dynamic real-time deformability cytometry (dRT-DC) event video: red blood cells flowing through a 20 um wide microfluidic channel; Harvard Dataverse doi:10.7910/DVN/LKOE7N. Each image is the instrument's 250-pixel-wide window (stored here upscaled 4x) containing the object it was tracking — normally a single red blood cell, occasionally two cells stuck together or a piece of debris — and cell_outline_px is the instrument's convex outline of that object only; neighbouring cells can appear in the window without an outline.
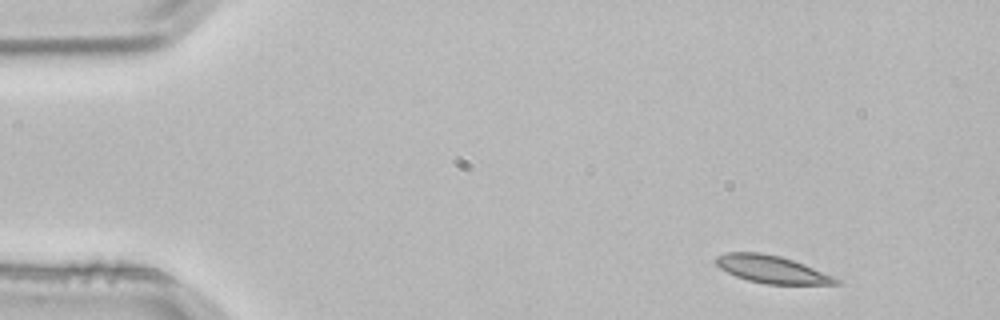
{"species": "common noctule bat (a hibernating species)", "species_latin": "Nyctalus noctula", "temperature_condition": "room temperature", "stored_images_in_passage": 3, "camera_frame_rate_fps": 3000, "um_per_image_px": 0.085, "animal": {"sex": "male", "body_mass_g": 21.5, "forearm_length_mm": 52.0}, "frame": {"image": 1, "passage_image": 1, "time_ms": 0.0, "image_size_px": [1000, 320], "cell_outline_px": [[840, 284], [764, 284], [748, 280], [736, 276], [720, 268], [712, 260], [716, 256], [724, 252], [760, 252], [780, 256], [804, 264], [832, 276], [840, 280]], "centroid_in_image_um": [65.54, 22.88], "position_along_channel_um": 19.5, "area_um2": 19.19}}